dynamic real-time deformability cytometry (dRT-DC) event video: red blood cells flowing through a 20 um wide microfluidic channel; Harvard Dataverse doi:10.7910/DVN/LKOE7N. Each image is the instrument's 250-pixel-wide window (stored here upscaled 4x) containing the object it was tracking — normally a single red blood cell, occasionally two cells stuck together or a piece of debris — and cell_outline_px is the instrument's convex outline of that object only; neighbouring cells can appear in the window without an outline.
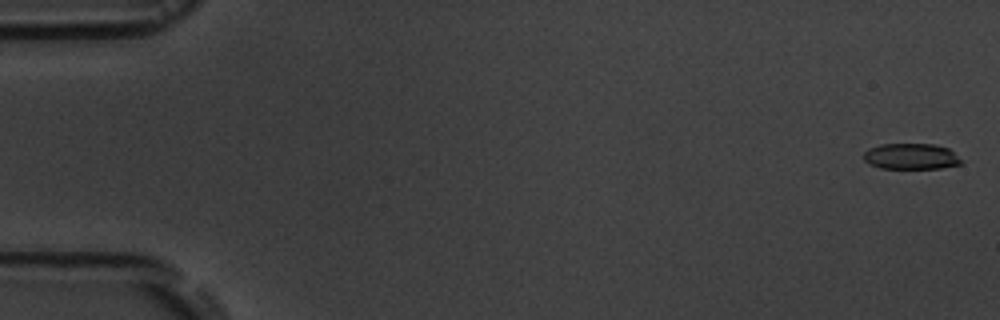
{"species": "common noctule bat (a hibernating species)", "species_latin": "Nyctalus noctula", "temperature_condition": "room temperature", "stored_images_in_passage": 5, "camera_frame_rate_fps": 3000, "um_per_image_px": 0.085, "animal": {"sex": "male", "body_mass_g": 19.5, "forearm_length_mm": 54.6}, "frame": {"image": 1, "passage_image": 1, "time_ms": 0.0, "image_size_px": [1000, 320], "cell_outline_px": [[960, 164], [940, 168], [880, 168], [868, 164], [864, 160], [864, 152], [868, 148], [880, 144], [936, 144], [948, 148], [960, 160]], "centroid_in_image_um": [77.37, 13.29], "position_along_channel_um": 7.6, "area_um2": 14.62}}
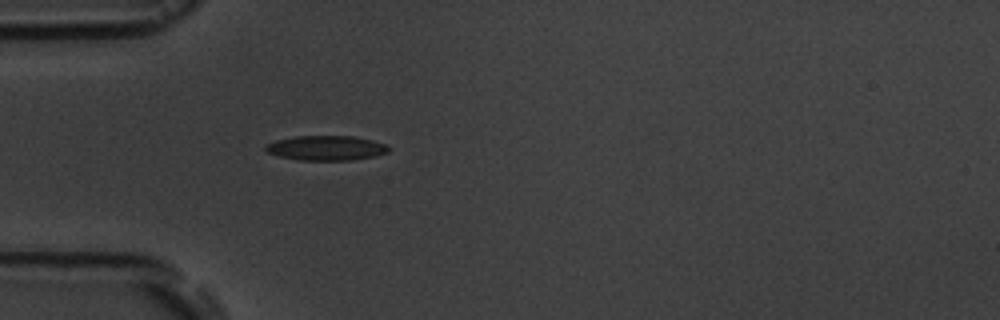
{"frame": {"image": 2, "passage_image": 5, "time_ms": 5.333, "image_size_px": [1000, 320], "cell_outline_px": [[388, 152], [376, 156], [352, 160], [296, 160], [280, 156], [268, 152], [264, 148], [268, 144], [276, 140], [296, 136], [352, 136], [372, 140], [388, 144]], "centroid_in_image_um": [27.76, 12.58], "position_along_channel_um": 57.2, "area_um2": 17.69}}